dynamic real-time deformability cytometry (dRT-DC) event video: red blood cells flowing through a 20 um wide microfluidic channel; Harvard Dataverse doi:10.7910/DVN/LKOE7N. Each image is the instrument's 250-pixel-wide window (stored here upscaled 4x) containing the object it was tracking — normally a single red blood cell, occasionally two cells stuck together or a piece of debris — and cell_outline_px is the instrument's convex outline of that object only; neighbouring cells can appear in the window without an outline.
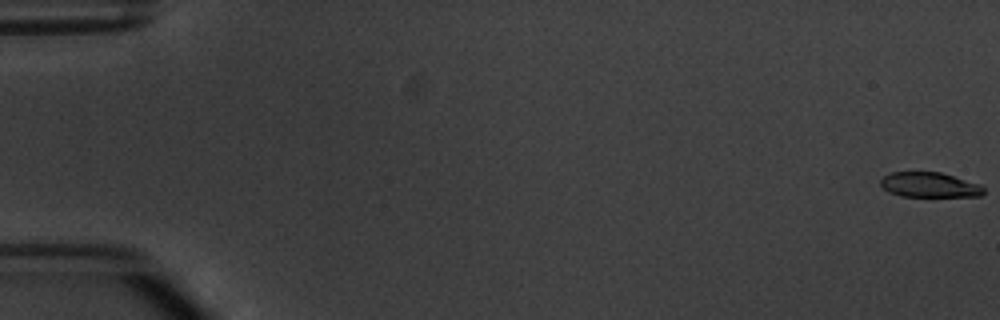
{"species": "common noctule bat (a hibernating species)", "species_latin": "Nyctalus noctula", "temperature_condition": "warm", "stored_images_in_passage": 5, "camera_frame_rate_fps": 3000, "um_per_image_px": 0.085, "animal": {"sex": "male", "body_mass_g": 20.1, "forearm_length_mm": 53.5}, "frame": {"image": 1, "passage_image": 1, "time_ms": 0.0, "image_size_px": [1000, 320], "cell_outline_px": [[984, 192], [980, 196], [900, 196], [888, 192], [880, 184], [880, 180], [884, 176], [892, 172], [940, 172], [980, 184], [984, 188]], "centroid_in_image_um": [78.99, 15.71], "position_along_channel_um": 6.0, "area_um2": 14.91}}